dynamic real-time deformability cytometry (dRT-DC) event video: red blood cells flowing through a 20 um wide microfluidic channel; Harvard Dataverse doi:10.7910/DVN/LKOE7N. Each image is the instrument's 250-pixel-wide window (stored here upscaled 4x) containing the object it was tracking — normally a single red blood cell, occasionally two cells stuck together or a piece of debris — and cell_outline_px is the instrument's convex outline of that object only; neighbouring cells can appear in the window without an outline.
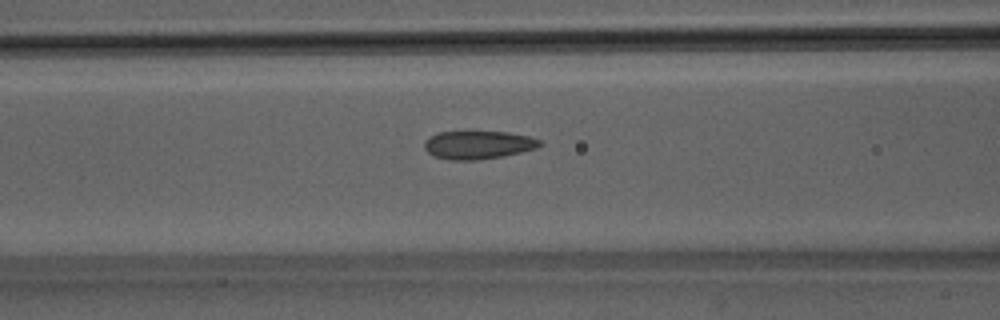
{"species": "Egyptian fruit bat (a non-hibernating species)", "species_latin": "Rousettus aegyptiacus", "temperature_condition": "room temperature", "stored_images_in_passage": 34, "camera_frame_rate_fps": 3000, "um_per_image_px": 0.085, "animal": {"sex": "male"}, "frame": {"image": 1, "passage_image": 5, "time_ms": 1.333, "image_size_px": [1000, 320], "cell_outline_px": [[544, 144], [536, 148], [504, 156], [476, 160], [452, 160], [432, 156], [424, 148], [424, 140], [440, 132], [508, 132], [528, 136], [540, 140]], "centroid_in_image_um": [40.64, 12.32], "position_along_channel_um": 126.0, "area_um2": 18.9}}
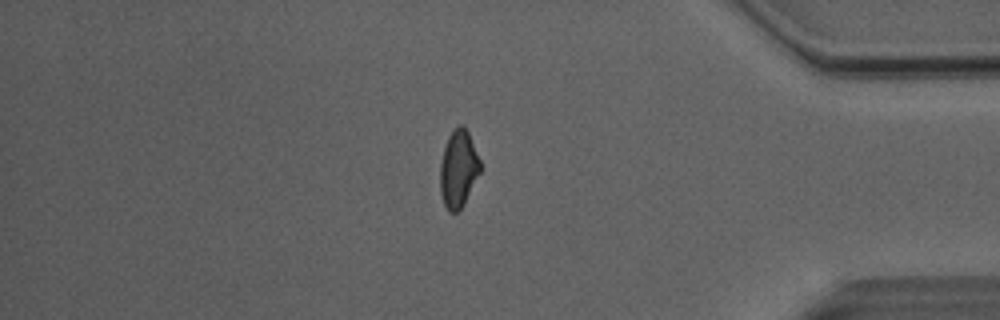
{"frame": {"image": 2, "passage_image": 27, "time_ms": 8.667, "image_size_px": [1000, 320], "cell_outline_px": [[480, 172], [464, 204], [456, 212], [448, 212], [444, 204], [440, 192], [440, 164], [444, 148], [448, 136], [460, 124], [464, 124], [468, 132], [480, 160]], "centroid_in_image_um": [38.95, 14.36], "position_along_channel_um": 396.2, "area_um2": 17.92}}
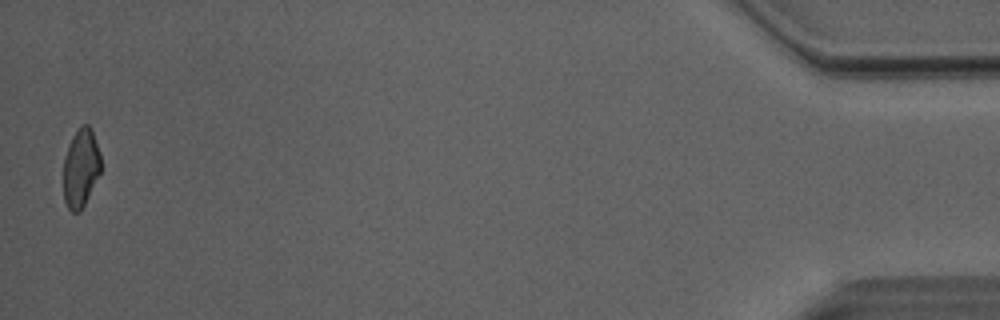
{"frame": {"image": 3, "passage_image": 34, "time_ms": 11.0, "image_size_px": [1000, 320], "cell_outline_px": [[100, 172], [80, 212], [72, 212], [68, 208], [64, 200], [64, 156], [72, 136], [80, 124], [88, 124], [92, 128], [100, 152]], "centroid_in_image_um": [6.86, 14.23], "position_along_channel_um": 428.3, "area_um2": 17.11}, "authors_computed_cell_mechanics": {"area_um2": 18.5827, "velocity_mm_per_s": 4.0936, "shape_relaxation_time_tau1_ms": 7.9079, "shape_relaxation_time_tau2_ms": 1.8847, "deformation_change_tau1": 0.1788, "deformation_change_tau2": 0.0599}}